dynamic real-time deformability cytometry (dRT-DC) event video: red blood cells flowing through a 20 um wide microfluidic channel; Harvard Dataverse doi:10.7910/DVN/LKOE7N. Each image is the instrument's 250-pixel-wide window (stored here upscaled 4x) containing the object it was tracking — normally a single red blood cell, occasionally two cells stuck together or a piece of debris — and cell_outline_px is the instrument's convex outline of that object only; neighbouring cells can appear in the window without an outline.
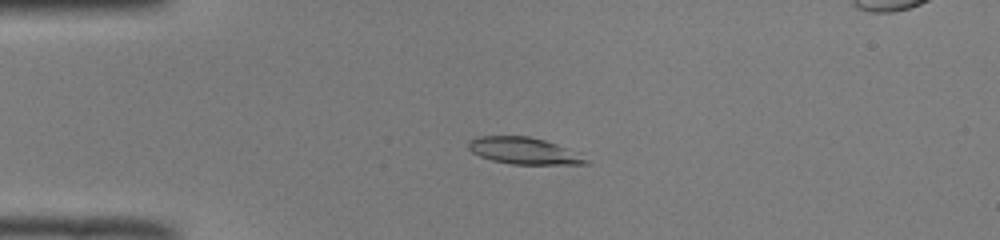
{"species": "common noctule bat (a hibernating species)", "species_latin": "Nyctalus noctula", "temperature_condition": "room temperature", "stored_images_in_passage": 49, "camera_frame_rate_fps": 3000, "um_per_image_px": 0.085, "animal": {"sex": "male", "body_mass_g": 19.0, "forearm_length_mm": 50.8}, "frame": {"image": 1, "passage_image": 10, "time_ms": 3.0, "image_size_px": [1000, 240], "cell_outline_px": [[592, 164], [512, 164], [492, 160], [480, 156], [472, 152], [468, 148], [468, 140], [476, 136], [528, 136], [544, 140], [580, 152]], "centroid_in_image_um": [44.55, 12.82], "position_along_channel_um": 40.4, "area_um2": 18.44}}
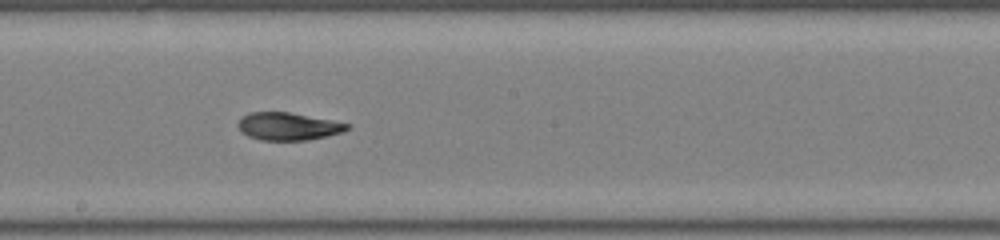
{"frame": {"image": 2, "passage_image": 26, "time_ms": 8.333, "image_size_px": [1000, 240], "cell_outline_px": [[352, 128], [344, 132], [328, 136], [308, 140], [260, 140], [248, 136], [240, 132], [240, 120], [248, 112], [288, 112], [332, 120], [352, 124]], "centroid_in_image_um": [24.57, 10.75], "position_along_channel_um": 223.6, "area_um2": 17.63}}
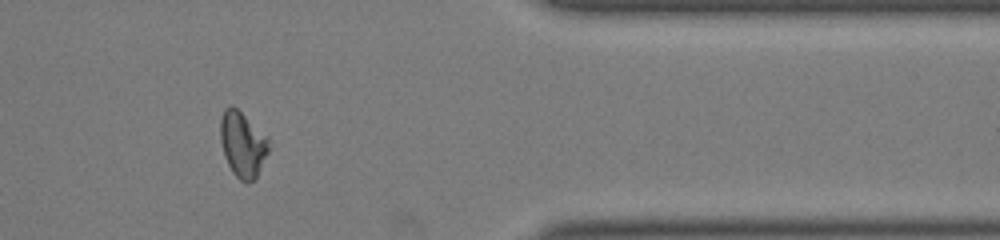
{"frame": {"image": 3, "passage_image": 40, "time_ms": 13.0, "image_size_px": [1000, 240], "cell_outline_px": [[268, 152], [256, 180], [240, 180], [232, 172], [224, 156], [220, 140], [220, 120], [224, 108], [232, 104], [268, 140]], "centroid_in_image_um": [20.58, 12.28], "position_along_channel_um": 390.8, "area_um2": 17.98}, "authors_computed_cell_mechanics": {"area_um2": 18.1492, "velocity_mm_per_s": 3.9926, "shape_relaxation_time_tau1_ms": 6.8697, "shape_relaxation_time_tau2_ms": 1.8825, "deformation_change_tau1": 0.2016, "deformation_change_tau2": 0.0584}}